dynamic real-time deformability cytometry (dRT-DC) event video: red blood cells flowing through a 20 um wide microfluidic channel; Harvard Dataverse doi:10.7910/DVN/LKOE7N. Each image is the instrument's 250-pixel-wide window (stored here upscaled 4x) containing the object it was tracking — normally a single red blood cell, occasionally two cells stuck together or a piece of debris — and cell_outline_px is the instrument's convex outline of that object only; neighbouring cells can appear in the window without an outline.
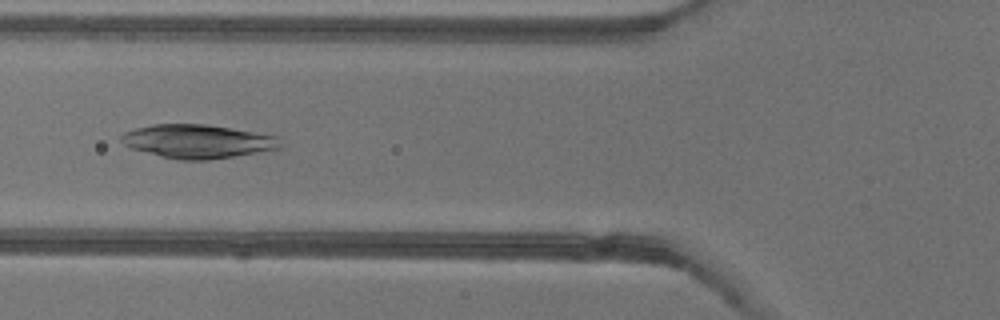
{"species": "common noctule bat (a hibernating species)", "species_latin": "Nyctalus noctula", "temperature_condition": "warm", "stored_images_in_passage": 51, "camera_frame_rate_fps": 3000, "um_per_image_px": 0.085, "animal": {"sex": "female"}, "frame": {"image": 1, "passage_image": 19, "time_ms": 6.0, "image_size_px": [1000, 320], "cell_outline_px": [[284, 148], [208, 160], [176, 160], [160, 156], [132, 148], [124, 144], [120, 140], [120, 136], [124, 132], [136, 128], [152, 124], [204, 124], [280, 136]], "centroid_in_image_um": [16.84, 12.02], "position_along_channel_um": 109.0, "area_um2": 31.33}}
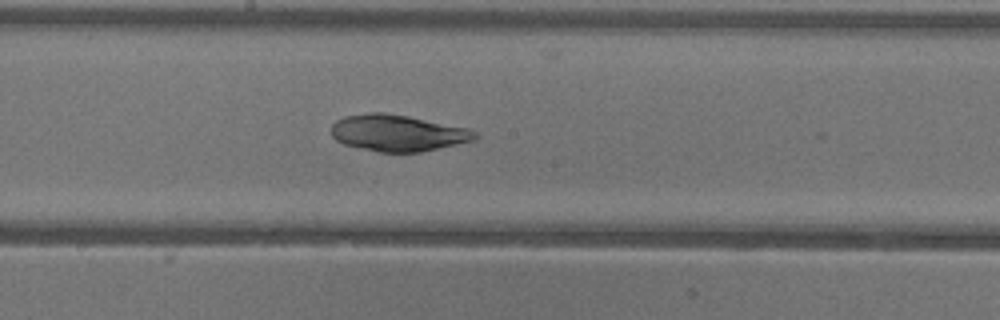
{"frame": {"image": 2, "passage_image": 27, "time_ms": 8.667, "image_size_px": [1000, 320], "cell_outline_px": [[480, 136], [472, 140], [456, 144], [420, 152], [380, 152], [344, 144], [336, 140], [332, 136], [332, 124], [336, 120], [344, 116], [368, 112], [384, 112], [408, 116], [468, 128], [476, 132]], "centroid_in_image_um": [33.79, 11.29], "position_along_channel_um": 214.4, "area_um2": 30.4}}
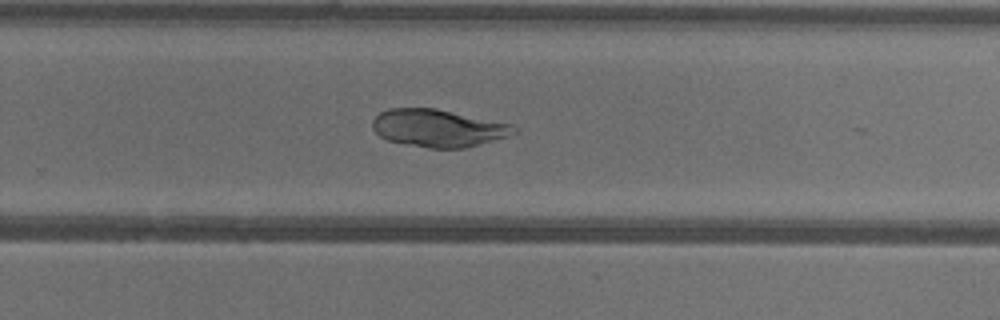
{"frame": {"image": 3, "passage_image": 33, "time_ms": 10.667, "image_size_px": [1000, 320], "cell_outline_px": [[516, 132], [508, 136], [464, 148], [428, 148], [404, 144], [388, 140], [380, 136], [372, 128], [372, 120], [380, 112], [388, 108], [436, 108], [512, 124], [516, 128]], "centroid_in_image_um": [37.21, 10.88], "position_along_channel_um": 292.6, "area_um2": 30.87}}